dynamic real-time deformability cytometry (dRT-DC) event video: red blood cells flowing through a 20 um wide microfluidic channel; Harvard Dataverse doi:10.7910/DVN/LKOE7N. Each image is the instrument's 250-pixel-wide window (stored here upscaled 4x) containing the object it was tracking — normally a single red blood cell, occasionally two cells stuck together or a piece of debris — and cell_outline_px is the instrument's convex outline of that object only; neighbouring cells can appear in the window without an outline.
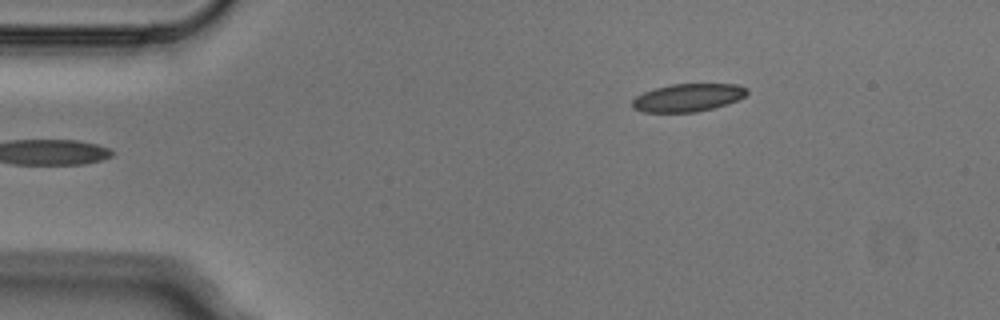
{"species": "Egyptian fruit bat (a non-hibernating species)", "species_latin": "Rousettus aegyptiacus", "temperature_condition": "cold", "stored_images_in_passage": 4, "camera_frame_rate_fps": 3000, "um_per_image_px": 0.085, "animal": {"sex": "male"}, "frame": {"image": 1, "passage_image": 4, "time_ms": 1.0, "image_size_px": [1000, 320], "cell_outline_px": [[748, 92], [744, 96], [736, 100], [712, 108], [696, 112], [644, 112], [632, 108], [632, 100], [636, 96], [644, 92], [656, 88], [672, 84], [736, 84], [748, 88]], "centroid_in_image_um": [58.45, 8.29], "position_along_channel_um": 26.6, "area_um2": 18.44}}